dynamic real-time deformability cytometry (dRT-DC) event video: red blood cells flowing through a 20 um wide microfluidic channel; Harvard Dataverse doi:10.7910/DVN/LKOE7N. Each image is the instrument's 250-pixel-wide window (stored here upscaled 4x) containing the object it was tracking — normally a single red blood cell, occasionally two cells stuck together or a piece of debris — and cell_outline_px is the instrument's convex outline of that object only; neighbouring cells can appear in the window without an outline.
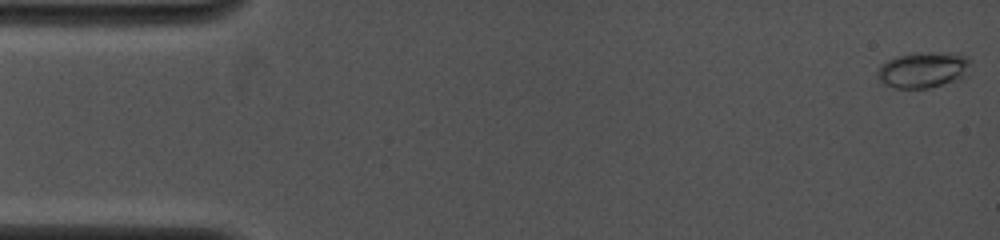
{"species": "common noctule bat (a hibernating species)", "species_latin": "Nyctalus noctula", "temperature_condition": "cold", "stored_images_in_passage": 6, "camera_frame_rate_fps": 4000, "um_per_image_px": 0.085, "animal": {"sex": "female", "body_mass_g": 19.0, "forearm_length_mm": 53.3}, "frame": {"image": 1, "passage_image": 1, "time_ms": 0.0, "image_size_px": [1000, 240], "cell_outline_px": [[972, 60], [968, 76], [960, 80], [928, 88], [892, 88], [884, 84], [876, 76], [876, 72], [880, 64], [896, 56], [912, 52], [948, 52], [968, 56]], "centroid_in_image_um": [78.51, 5.93], "position_along_channel_um": 6.5, "area_um2": 20.23}}
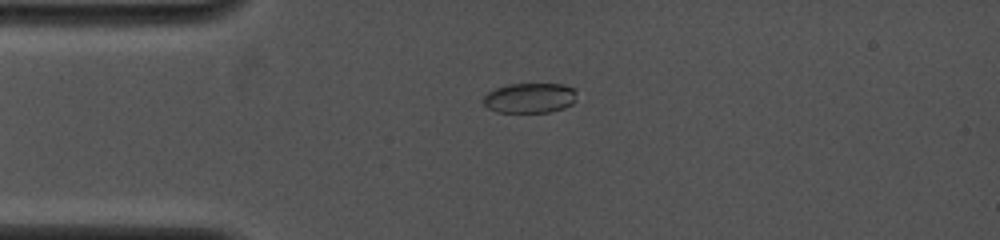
{"frame": {"image": 2, "passage_image": 5, "time_ms": 3.5, "image_size_px": [1000, 240], "cell_outline_px": [[576, 100], [572, 104], [564, 108], [548, 112], [496, 112], [488, 108], [484, 104], [484, 96], [488, 92], [496, 88], [508, 84], [564, 84], [572, 88], [576, 92]], "centroid_in_image_um": [45.04, 8.33], "position_along_channel_um": 40.0, "area_um2": 16.36}}